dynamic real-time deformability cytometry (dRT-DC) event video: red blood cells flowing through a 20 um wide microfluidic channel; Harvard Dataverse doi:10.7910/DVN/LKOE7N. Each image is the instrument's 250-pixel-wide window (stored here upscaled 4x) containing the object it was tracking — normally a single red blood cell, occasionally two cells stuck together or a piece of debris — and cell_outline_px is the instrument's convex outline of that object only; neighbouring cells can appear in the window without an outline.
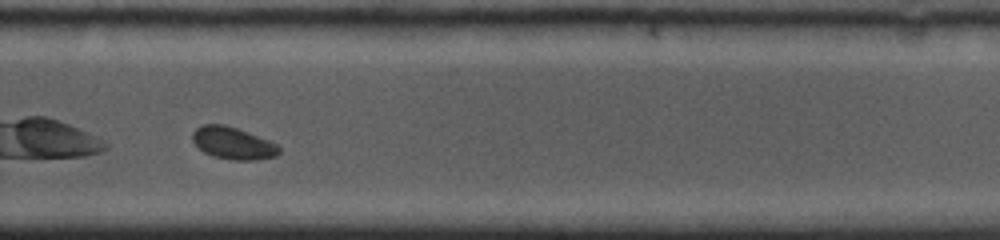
{"species": "common noctule bat (a hibernating species)", "species_latin": "Nyctalus noctula", "temperature_condition": "cold", "stored_images_in_passage": 30, "camera_frame_rate_fps": 5000, "um_per_image_px": 0.085, "animal": {"sex": "female", "body_mass_g": 19.0, "forearm_length_mm": 53.3}, "frame": {"image": 1, "passage_image": 18, "time_ms": 7.0, "image_size_px": [1000, 240], "cell_outline_px": [[280, 152], [276, 156], [256, 160], [232, 160], [212, 156], [204, 152], [192, 140], [192, 132], [196, 128], [204, 124], [224, 124], [248, 132], [268, 140], [276, 144], [280, 148]], "centroid_in_image_um": [19.79, 12.17], "position_along_channel_um": 310.0, "area_um2": 16.18}}